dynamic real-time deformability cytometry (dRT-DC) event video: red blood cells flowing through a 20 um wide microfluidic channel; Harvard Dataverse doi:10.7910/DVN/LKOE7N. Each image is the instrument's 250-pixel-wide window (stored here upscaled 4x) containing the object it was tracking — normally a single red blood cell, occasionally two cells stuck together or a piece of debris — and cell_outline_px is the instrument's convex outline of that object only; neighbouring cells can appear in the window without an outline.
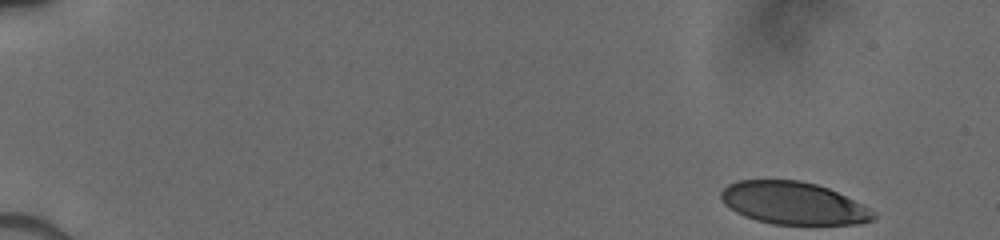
{"species": "human", "species_latin": "Homo sapiens", "temperature_condition": "cold", "stored_images_in_passage": 48, "camera_frame_rate_fps": 3000, "um_per_image_px": 0.085, "donor": {"sex": "male"}, "frame": {"image": 1, "passage_image": 1, "time_ms": 0.0, "image_size_px": [1000, 240], "cell_outline_px": [[876, 216], [872, 220], [860, 224], [772, 224], [756, 220], [744, 216], [736, 212], [724, 204], [720, 200], [720, 192], [728, 184], [736, 180], [800, 180], [816, 184], [828, 188], [876, 212]], "centroid_in_image_um": [67.39, 17.27], "position_along_channel_um": 17.6, "area_um2": 37.63}}
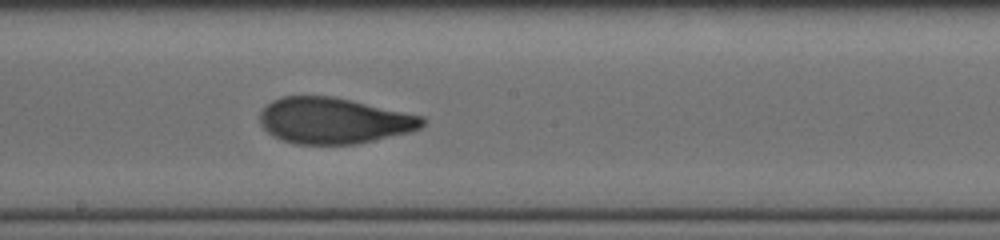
{"frame": {"image": 2, "passage_image": 27, "time_ms": 8.667, "image_size_px": [1000, 240], "cell_outline_px": [[428, 120], [420, 128], [412, 132], [356, 144], [296, 144], [280, 140], [272, 136], [260, 124], [260, 112], [272, 100], [280, 96], [332, 96], [352, 100], [424, 116]], "centroid_in_image_um": [28.39, 10.26], "position_along_channel_um": 219.8, "area_um2": 43.93}}
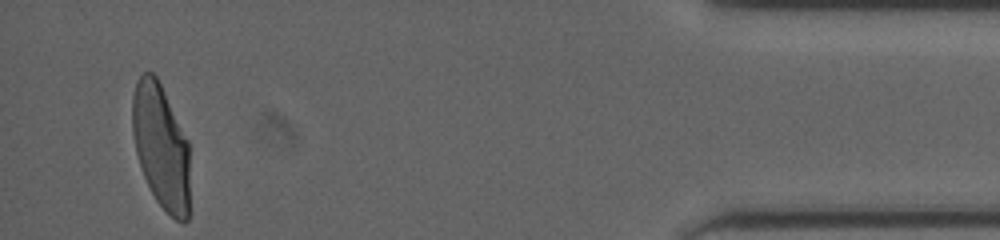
{"frame": {"image": 3, "passage_image": 46, "time_ms": 15.0, "image_size_px": [1000, 240], "cell_outline_px": [[188, 220], [184, 224], [176, 220], [156, 200], [144, 176], [136, 152], [132, 132], [132, 96], [136, 80], [140, 72], [152, 72], [156, 76], [188, 140]], "centroid_in_image_um": [13.66, 12.41], "position_along_channel_um": 421.5, "area_um2": 41.38}}